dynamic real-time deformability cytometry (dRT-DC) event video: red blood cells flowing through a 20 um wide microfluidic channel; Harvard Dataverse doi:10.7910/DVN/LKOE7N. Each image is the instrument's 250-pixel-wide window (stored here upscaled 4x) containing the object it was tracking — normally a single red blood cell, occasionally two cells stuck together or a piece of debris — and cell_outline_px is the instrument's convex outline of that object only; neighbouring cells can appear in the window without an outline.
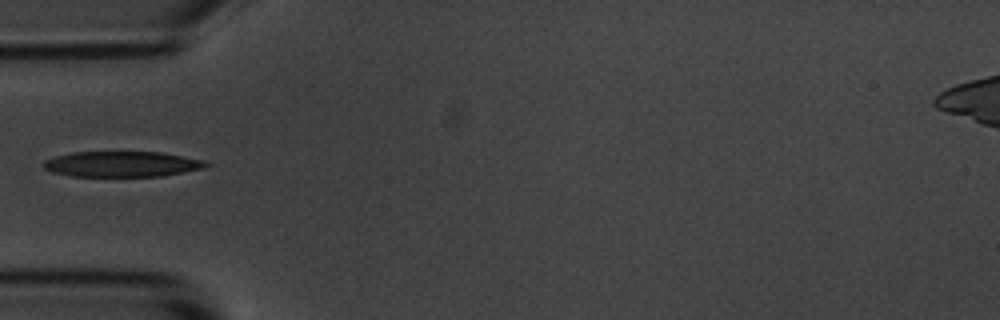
{"species": "common noctule bat (a hibernating species)", "species_latin": "Nyctalus noctula", "temperature_condition": "room temperature", "stored_images_in_passage": 5, "camera_frame_rate_fps": 3000, "um_per_image_px": 0.085, "animal": {"sex": "male", "body_mass_g": 20.1, "forearm_length_mm": 53.5}, "frame": {"image": 1, "passage_image": 4, "time_ms": 3.667, "image_size_px": [1000, 320], "cell_outline_px": [[212, 164], [204, 168], [160, 176], [72, 176], [52, 172], [44, 168], [40, 164], [44, 160], [56, 156], [72, 152], [164, 152], [204, 160]], "centroid_in_image_um": [10.36, 13.94], "position_along_channel_um": 74.6, "area_um2": 24.28}}